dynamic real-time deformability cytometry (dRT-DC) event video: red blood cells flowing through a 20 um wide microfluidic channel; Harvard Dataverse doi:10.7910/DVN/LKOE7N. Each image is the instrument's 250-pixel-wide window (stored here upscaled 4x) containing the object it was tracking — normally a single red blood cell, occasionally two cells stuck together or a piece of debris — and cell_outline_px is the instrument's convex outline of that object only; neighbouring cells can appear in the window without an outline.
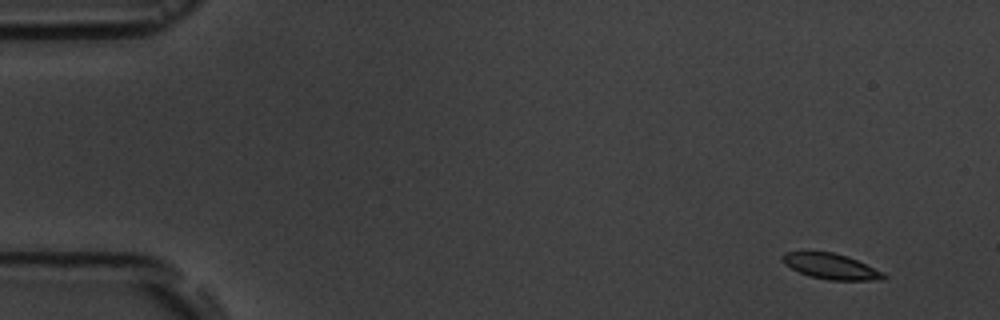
{"species": "common noctule bat (a hibernating species)", "species_latin": "Nyctalus noctula", "temperature_condition": "room temperature", "stored_images_in_passage": 6, "camera_frame_rate_fps": 3000, "um_per_image_px": 0.085, "animal": {"sex": "male", "body_mass_g": 19.5, "forearm_length_mm": 54.6}, "frame": {"image": 1, "passage_image": 1, "time_ms": 0.0, "image_size_px": [1000, 320], "cell_outline_px": [[888, 276], [884, 280], [828, 280], [808, 276], [784, 264], [780, 256], [784, 252], [804, 248], [808, 248], [832, 252], [848, 256], [884, 272]], "centroid_in_image_um": [70.56, 22.58], "position_along_channel_um": 14.4, "area_um2": 15.9}}
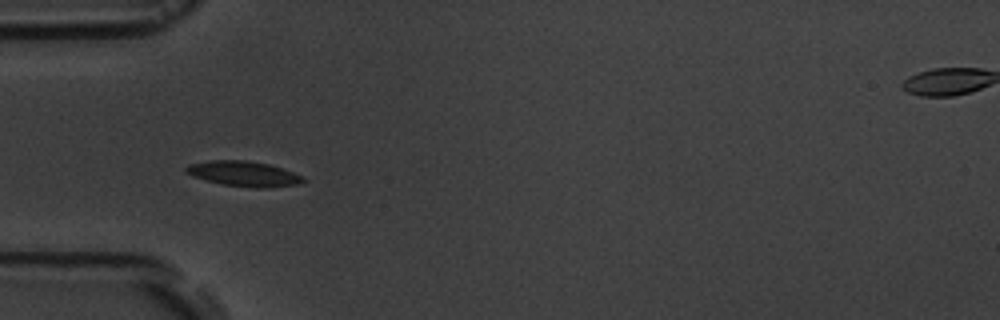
{"frame": {"image": 2, "passage_image": 5, "time_ms": 4.667, "image_size_px": [1000, 320], "cell_outline_px": [[308, 180], [300, 184], [268, 188], [256, 188], [224, 184], [192, 176], [184, 172], [184, 168], [188, 164], [212, 160], [244, 160], [268, 164], [304, 176]], "centroid_in_image_um": [20.74, 14.77], "position_along_channel_um": 64.3, "area_um2": 17.17}}
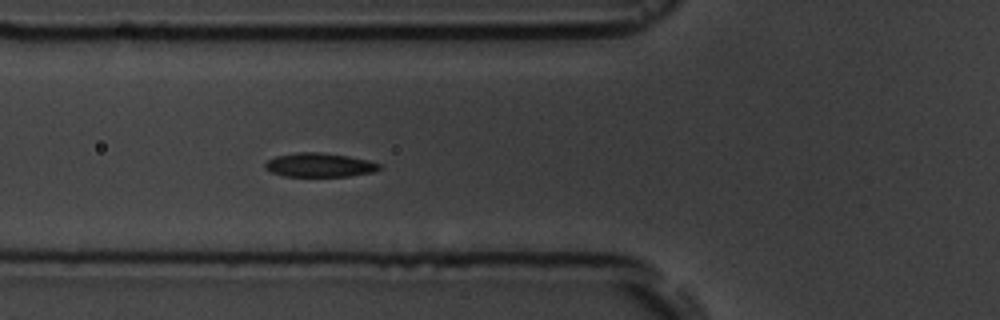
{"frame": {"image": 3, "passage_image": 6, "time_ms": 5.667, "image_size_px": [1000, 320], "cell_outline_px": [[384, 168], [372, 172], [348, 176], [284, 176], [272, 172], [264, 168], [264, 164], [268, 160], [276, 156], [296, 152], [324, 152], [348, 156], [368, 160], [384, 164]], "centroid_in_image_um": [27.2, 14.02], "position_along_channel_um": 98.6, "area_um2": 16.13}}